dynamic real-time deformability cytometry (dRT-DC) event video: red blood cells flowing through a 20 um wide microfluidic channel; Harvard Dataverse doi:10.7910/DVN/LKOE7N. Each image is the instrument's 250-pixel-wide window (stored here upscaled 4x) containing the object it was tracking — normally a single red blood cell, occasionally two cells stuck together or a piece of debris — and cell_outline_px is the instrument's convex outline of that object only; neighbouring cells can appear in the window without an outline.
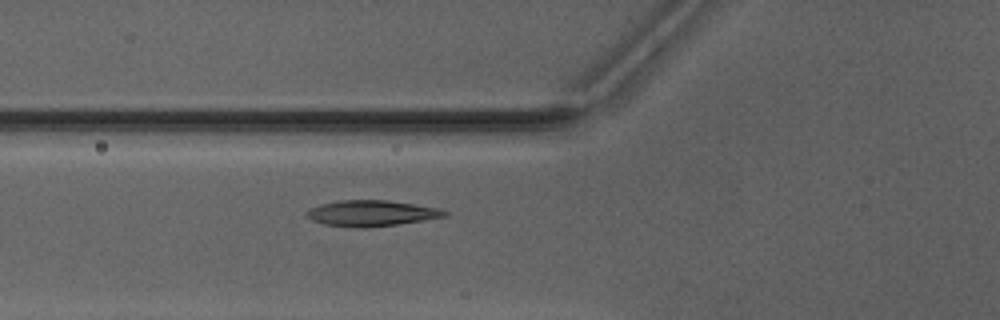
{"species": "Egyptian fruit bat (a non-hibernating species)", "species_latin": "Rousettus aegyptiacus", "temperature_condition": "warm", "stored_images_in_passage": 51, "camera_frame_rate_fps": 3000, "um_per_image_px": 0.085, "animal": {"sex": "male"}, "frame": {"image": 1, "passage_image": 20, "time_ms": 6.333, "image_size_px": [1000, 320], "cell_outline_px": [[448, 216], [400, 224], [364, 228], [356, 228], [324, 224], [312, 220], [304, 216], [304, 212], [308, 208], [320, 204], [340, 200], [388, 200], [440, 208], [448, 212]], "centroid_in_image_um": [31.54, 18.13], "position_along_channel_um": 94.3, "area_um2": 21.1}}
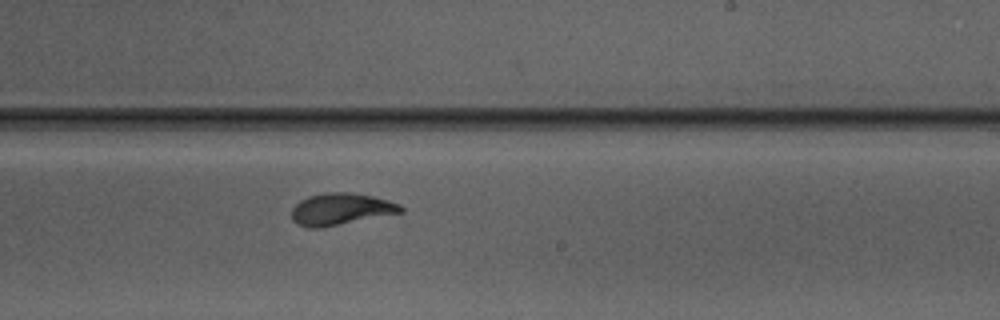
{"frame": {"image": 2, "passage_image": 32, "time_ms": 10.333, "image_size_px": [1000, 320], "cell_outline_px": [[404, 212], [320, 228], [308, 228], [296, 224], [292, 220], [292, 208], [300, 200], [308, 196], [328, 192], [348, 192], [372, 196], [388, 200], [400, 204], [404, 208]], "centroid_in_image_um": [28.96, 17.78], "position_along_channel_um": 260.0, "area_um2": 20.29}}
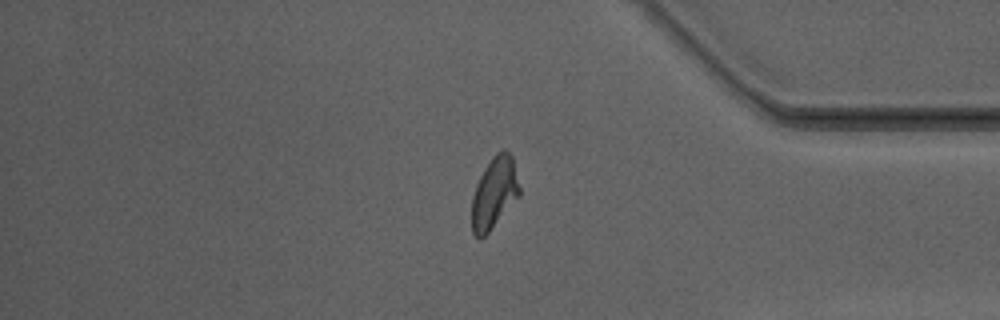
{"frame": {"image": 3, "passage_image": 43, "time_ms": 14.0, "image_size_px": [1000, 320], "cell_outline_px": [[520, 196], [488, 232], [480, 240], [472, 232], [472, 196], [476, 184], [484, 168], [492, 156], [496, 152], [504, 148], [512, 156], [520, 188]], "centroid_in_image_um": [42.01, 16.38], "position_along_channel_um": 393.2, "area_um2": 19.88}, "authors_computed_cell_mechanics": {"area_um2": 20.0566, "velocity_mm_per_s": 4.1423, "shape_relaxation_time_tau1_ms": 3.8244, "shape_relaxation_time_tau2_ms": 1.2578, "deformation_change_tau1": 0.2014, "deformation_change_tau2": 0.0642}}